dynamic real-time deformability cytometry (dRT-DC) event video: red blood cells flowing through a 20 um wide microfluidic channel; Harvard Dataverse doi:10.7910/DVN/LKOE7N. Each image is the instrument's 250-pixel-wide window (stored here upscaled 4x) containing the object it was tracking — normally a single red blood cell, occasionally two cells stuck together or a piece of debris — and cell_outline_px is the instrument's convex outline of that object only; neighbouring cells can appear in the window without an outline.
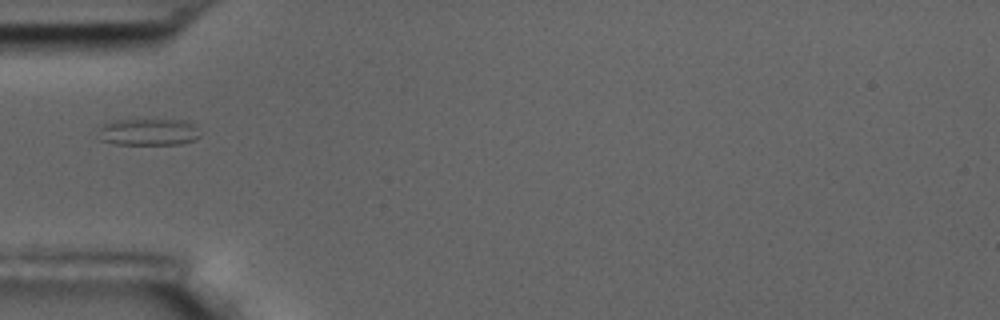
{"species": "common noctule bat (a hibernating species)", "species_latin": "Nyctalus noctula", "temperature_condition": "room temperature", "stored_images_in_passage": 5, "camera_frame_rate_fps": 3000, "um_per_image_px": 0.085, "animal": {"sex": "male", "body_mass_g": 17.5, "forearm_length_mm": 52.3}, "frame": {"image": 1, "passage_image": 2, "time_ms": 1.333, "image_size_px": [1000, 320], "cell_outline_px": [[200, 136], [192, 140], [180, 144], [112, 144], [100, 140], [96, 128], [104, 124], [116, 120], [188, 120], [196, 128]], "centroid_in_image_um": [12.55, 11.22], "position_along_channel_um": 72.5, "area_um2": 15.95}}
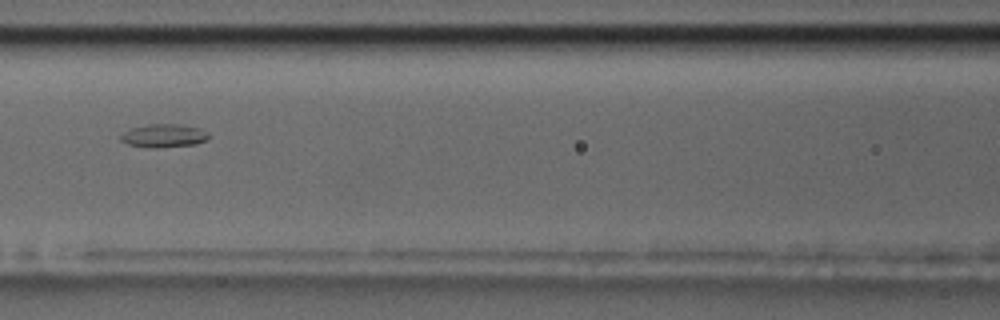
{"frame": {"image": 2, "passage_image": 4, "time_ms": 3.667, "image_size_px": [1000, 320], "cell_outline_px": [[208, 136], [204, 140], [196, 144], [156, 148], [152, 148], [128, 144], [120, 140], [120, 136], [124, 132], [132, 128], [148, 124], [180, 124], [200, 128], [208, 132]], "centroid_in_image_um": [13.92, 11.53], "position_along_channel_um": 152.7, "area_um2": 11.85}}
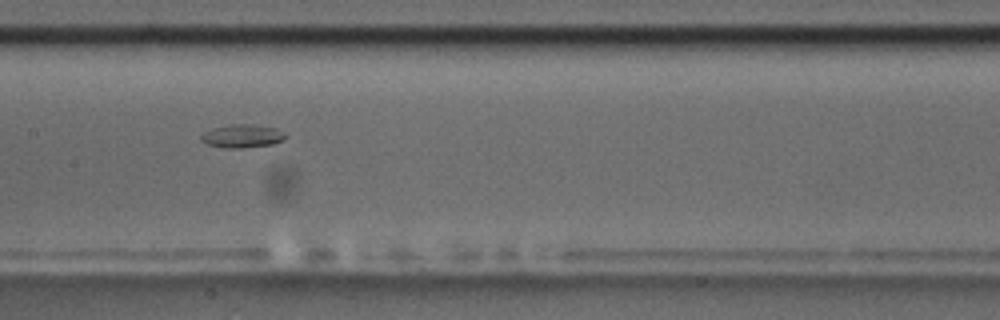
{"frame": {"image": 3, "passage_image": 5, "time_ms": 4.667, "image_size_px": [1000, 320], "cell_outline_px": [[288, 136], [284, 140], [272, 144], [240, 148], [224, 148], [208, 144], [200, 140], [200, 136], [204, 132], [216, 128], [232, 124], [252, 124], [276, 128], [284, 132]], "centroid_in_image_um": [20.63, 11.57], "position_along_channel_um": 186.8, "area_um2": 11.39}}